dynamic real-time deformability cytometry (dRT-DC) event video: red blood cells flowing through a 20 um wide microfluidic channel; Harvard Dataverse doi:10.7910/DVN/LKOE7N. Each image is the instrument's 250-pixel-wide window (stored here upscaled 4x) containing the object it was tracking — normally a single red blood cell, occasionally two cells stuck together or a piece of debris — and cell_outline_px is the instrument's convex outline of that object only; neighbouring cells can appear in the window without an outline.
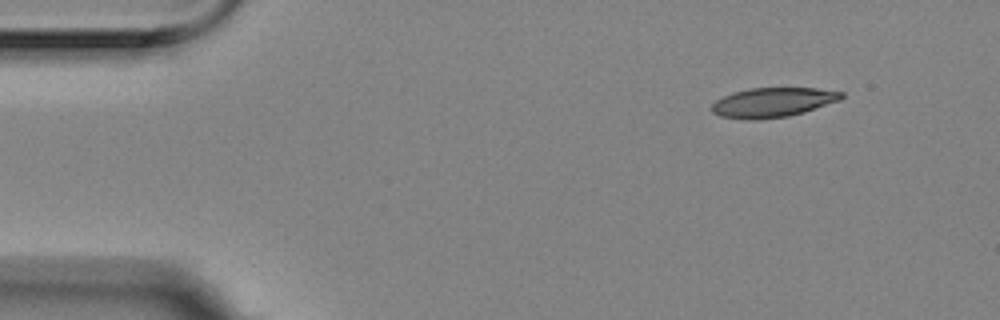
{"species": "Egyptian fruit bat (a non-hibernating species)", "species_latin": "Rousettus aegyptiacus", "temperature_condition": "room temperature", "stored_images_in_passage": 4, "camera_frame_rate_fps": 3000, "um_per_image_px": 0.085, "animal": {"sex": "female"}, "frame": {"image": 1, "passage_image": 1, "time_ms": 0.0, "image_size_px": [1000, 320], "cell_outline_px": [[844, 96], [840, 100], [804, 112], [788, 116], [756, 120], [744, 120], [720, 116], [712, 112], [712, 104], [716, 100], [732, 92], [748, 88], [816, 88], [844, 92]], "centroid_in_image_um": [65.67, 8.7], "position_along_channel_um": 19.3, "area_um2": 22.43}}
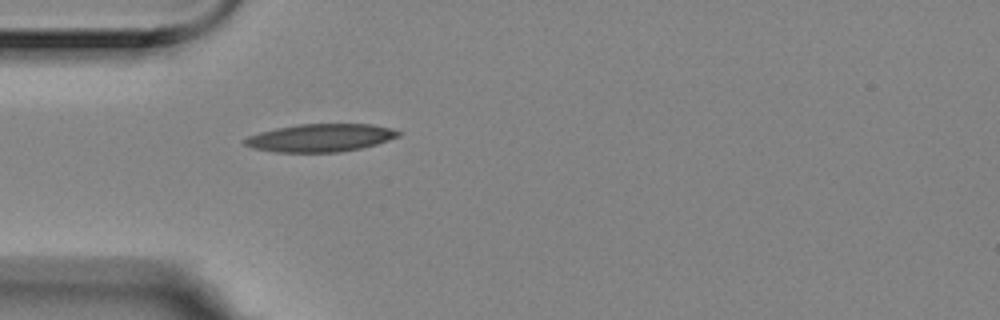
{"frame": {"image": 2, "passage_image": 4, "time_ms": 1.0, "image_size_px": [1000, 320], "cell_outline_px": [[400, 136], [376, 144], [360, 148], [340, 152], [272, 152], [252, 148], [244, 144], [244, 140], [248, 136], [260, 132], [276, 128], [300, 124], [372, 124], [392, 128], [400, 132]], "centroid_in_image_um": [27.23, 11.71], "position_along_channel_um": 57.8, "area_um2": 24.91}}